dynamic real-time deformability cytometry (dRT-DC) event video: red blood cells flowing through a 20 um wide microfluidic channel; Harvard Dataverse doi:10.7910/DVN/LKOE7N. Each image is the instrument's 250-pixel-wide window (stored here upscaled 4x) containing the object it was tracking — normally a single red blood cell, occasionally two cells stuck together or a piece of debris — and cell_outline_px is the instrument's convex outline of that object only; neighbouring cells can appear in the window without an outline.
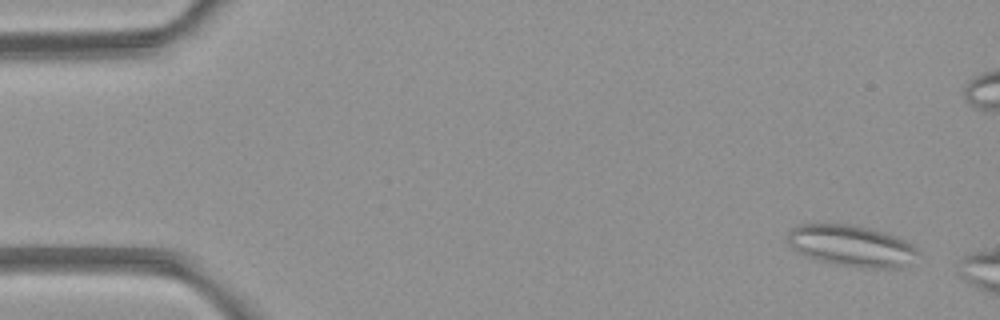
{"species": "common noctule bat (a hibernating species)", "species_latin": "Nyctalus noctula", "temperature_condition": "room temperature", "stored_images_in_passage": 3, "camera_frame_rate_fps": 3000, "um_per_image_px": 0.085, "animal": {"sex": "female", "body_mass_g": 21.9}, "frame": {"image": 1, "passage_image": 1, "time_ms": 0.0, "image_size_px": [1000, 320], "cell_outline_px": [[920, 252], [904, 268], [868, 268], [836, 264], [804, 256], [792, 248], [788, 244], [788, 232], [792, 228], [800, 224], [852, 224], [884, 232], [908, 240]], "centroid_in_image_um": [72.4, 20.89], "position_along_channel_um": 12.6, "area_um2": 31.5}}